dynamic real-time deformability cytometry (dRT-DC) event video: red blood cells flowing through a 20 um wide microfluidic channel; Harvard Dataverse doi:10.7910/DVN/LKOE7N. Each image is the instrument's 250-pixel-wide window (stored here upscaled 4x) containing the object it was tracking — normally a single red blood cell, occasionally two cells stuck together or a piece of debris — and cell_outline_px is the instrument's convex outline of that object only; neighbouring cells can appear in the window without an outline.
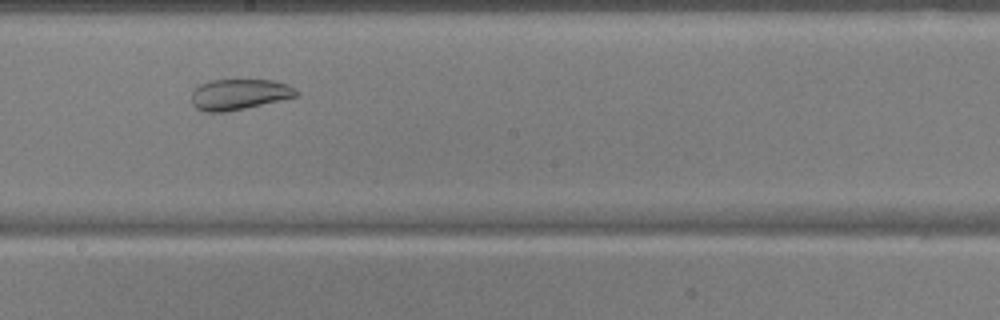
{"species": "common noctule bat (a hibernating species)", "species_latin": "Nyctalus noctula", "temperature_condition": "warm", "stored_images_in_passage": 42, "camera_frame_rate_fps": 3000, "um_per_image_px": 0.085, "animal": {"sex": "male", "body_mass_g": 17.9, "forearm_length_mm": 54.2}, "frame": {"image": 1, "passage_image": 19, "time_ms": 6.0, "image_size_px": [1000, 320], "cell_outline_px": [[300, 96], [244, 108], [224, 112], [204, 112], [196, 108], [192, 104], [192, 92], [200, 84], [208, 80], [272, 80], [288, 84], [300, 92]], "centroid_in_image_um": [20.35, 8.02], "position_along_channel_um": 227.9, "area_um2": 18.84}}
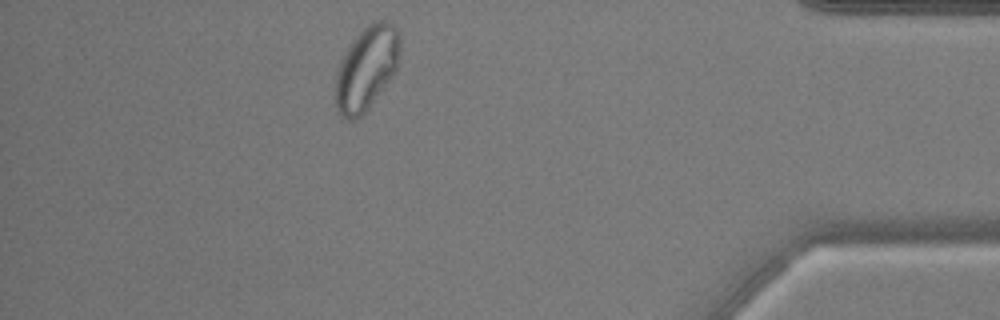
{"frame": {"image": 2, "passage_image": 36, "time_ms": 11.667, "image_size_px": [1000, 320], "cell_outline_px": [[400, 60], [396, 72], [368, 108], [356, 120], [348, 120], [336, 108], [332, 92], [332, 88], [336, 72], [340, 60], [352, 40], [372, 20], [388, 20], [400, 32]], "centroid_in_image_um": [31.14, 5.79], "position_along_channel_um": 404.1, "area_um2": 32.25}, "authors_computed_cell_mechanics": {"area_um2": 27.9752, "velocity_mm_per_s": 3.82, "shape_relaxation_time_tau1_ms": null, "shape_relaxation_time_tau2_ms": 1.4705, "deformation_change_tau1": null, "deformation_change_tau2": 0.0642}}